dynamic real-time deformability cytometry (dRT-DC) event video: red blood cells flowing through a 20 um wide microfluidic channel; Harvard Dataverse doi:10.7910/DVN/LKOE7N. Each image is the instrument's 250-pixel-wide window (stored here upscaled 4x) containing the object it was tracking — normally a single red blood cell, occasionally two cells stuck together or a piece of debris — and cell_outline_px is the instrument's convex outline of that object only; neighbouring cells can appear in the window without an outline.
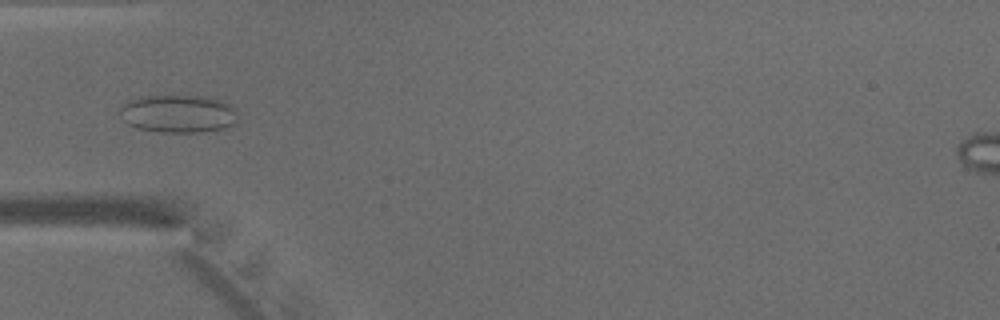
{"species": "common noctule bat (a hibernating species)", "species_latin": "Nyctalus noctula", "temperature_condition": "warm", "stored_images_in_passage": 47, "camera_frame_rate_fps": 3000, "um_per_image_px": 0.085, "animal": {"sex": "male", "body_mass_g": 15.6}, "frame": {"image": 1, "passage_image": 15, "time_ms": 4.667, "image_size_px": [1000, 320], "cell_outline_px": [[236, 124], [224, 128], [200, 132], [160, 132], [136, 128], [128, 124], [116, 112], [120, 104], [124, 100], [140, 96], [200, 96], [220, 100], [228, 104], [236, 112]], "centroid_in_image_um": [15.04, 9.66], "position_along_channel_um": 70.0, "area_um2": 26.36}}
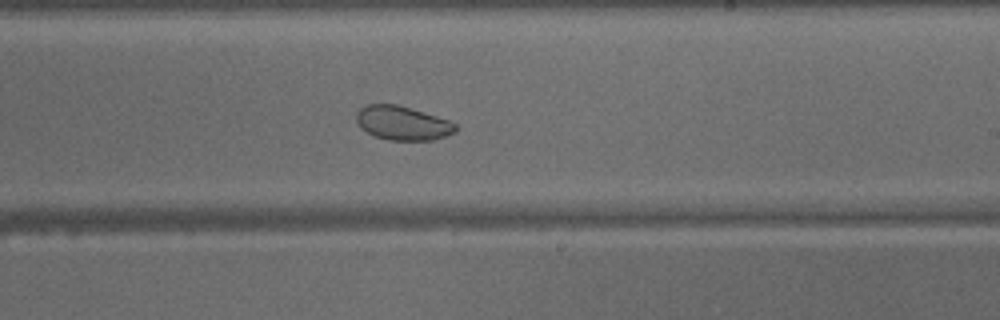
{"frame": {"image": 2, "passage_image": 28, "time_ms": 9.0, "image_size_px": [1000, 320], "cell_outline_px": [[456, 132], [432, 140], [388, 140], [376, 136], [360, 128], [356, 120], [356, 112], [360, 108], [368, 104], [396, 104], [436, 116], [448, 120], [456, 124]], "centroid_in_image_um": [34.19, 10.46], "position_along_channel_um": 254.8, "area_um2": 19.48}}
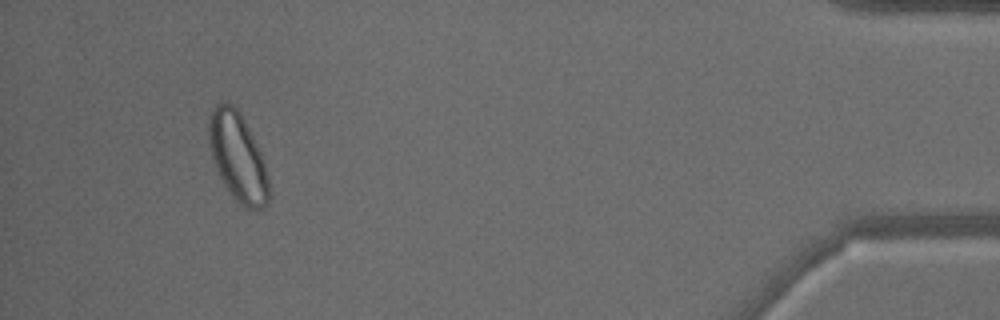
{"frame": {"image": 3, "passage_image": 44, "time_ms": 14.333, "image_size_px": [1000, 320], "cell_outline_px": [[268, 204], [264, 208], [256, 212], [240, 204], [232, 196], [224, 184], [216, 168], [212, 156], [208, 140], [208, 116], [216, 104], [220, 100], [228, 100], [240, 112], [264, 160], [268, 176]], "centroid_in_image_um": [20.2, 13.33], "position_along_channel_um": 415.0, "area_um2": 31.1}}